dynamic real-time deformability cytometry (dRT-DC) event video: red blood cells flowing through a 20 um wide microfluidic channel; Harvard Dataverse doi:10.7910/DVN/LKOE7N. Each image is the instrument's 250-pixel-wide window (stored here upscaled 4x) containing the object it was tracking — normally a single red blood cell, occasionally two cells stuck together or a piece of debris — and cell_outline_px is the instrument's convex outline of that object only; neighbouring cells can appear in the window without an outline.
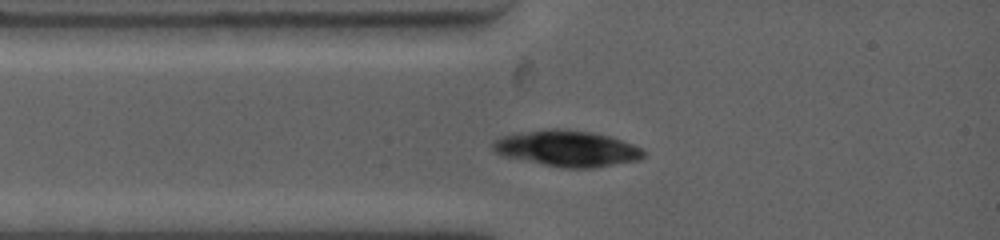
{"species": "common noctule bat (a hibernating species)", "species_latin": "Nyctalus noctula", "temperature_condition": "warm", "stored_images_in_passage": 14, "camera_frame_rate_fps": 4500, "um_per_image_px": 0.085, "animal": {"sex": "female", "body_mass_g": 19.0, "forearm_length_mm": 53.3}, "frame": {"image": 1, "passage_image": 1, "time_ms": 0.0, "image_size_px": [1000, 240], "cell_outline_px": [[648, 152], [640, 160], [592, 168], [564, 168], [504, 156], [496, 152], [492, 148], [492, 140], [500, 136], [544, 128], [568, 128], [592, 132], [612, 136], [632, 144]], "centroid_in_image_um": [48.22, 12.6], "position_along_channel_um": 36.8, "area_um2": 31.96}}
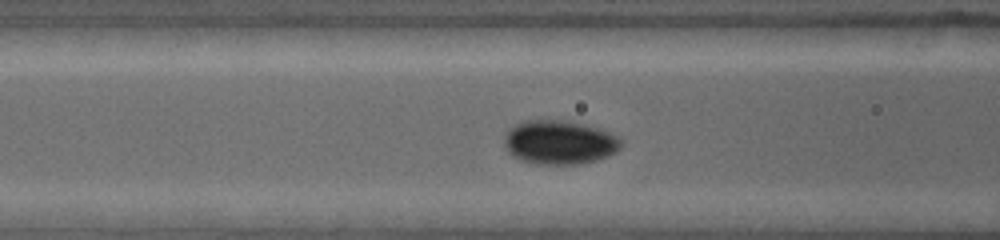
{"frame": {"image": 2, "passage_image": 5, "time_ms": 2.222, "image_size_px": [1000, 240], "cell_outline_px": [[620, 148], [616, 152], [608, 156], [596, 160], [576, 164], [532, 164], [520, 160], [512, 156], [508, 152], [504, 144], [504, 136], [508, 128], [524, 120], [572, 120], [608, 132], [616, 136], [620, 140]], "centroid_in_image_um": [47.49, 12.09], "position_along_channel_um": 119.1, "area_um2": 30.11}}
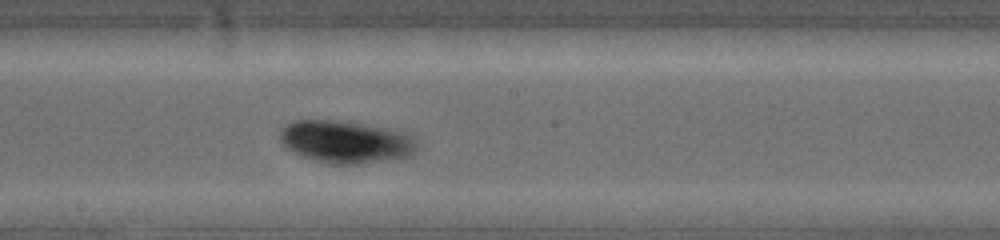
{"frame": {"image": 3, "passage_image": 12, "time_ms": 4.889, "image_size_px": [1000, 240], "cell_outline_px": [[416, 152], [408, 156], [356, 164], [328, 164], [292, 152], [280, 140], [280, 132], [284, 124], [296, 120], [340, 120], [364, 124], [384, 128], [400, 132], [412, 136], [416, 140]], "centroid_in_image_um": [29.35, 12.04], "position_along_channel_um": 218.9, "area_um2": 33.52}}